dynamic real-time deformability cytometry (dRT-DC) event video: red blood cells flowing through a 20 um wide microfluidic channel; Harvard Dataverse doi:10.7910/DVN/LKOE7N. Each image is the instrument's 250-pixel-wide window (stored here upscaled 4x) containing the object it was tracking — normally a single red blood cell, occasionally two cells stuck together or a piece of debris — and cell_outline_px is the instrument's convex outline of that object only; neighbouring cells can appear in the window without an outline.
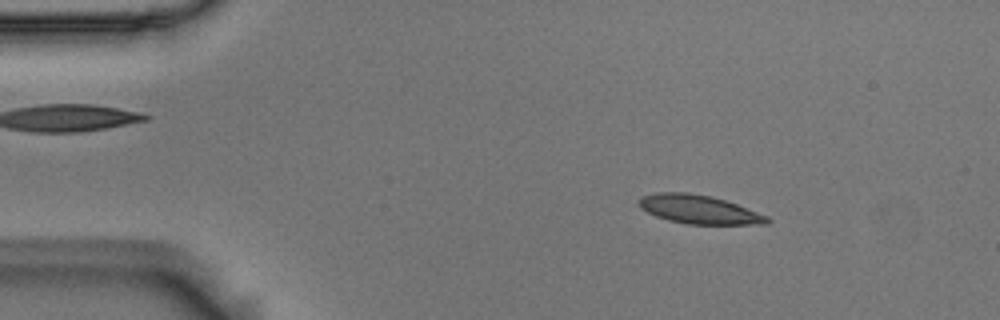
{"species": "Egyptian fruit bat (a non-hibernating species)", "species_latin": "Rousettus aegyptiacus", "temperature_condition": "room temperature", "stored_images_in_passage": 54, "camera_frame_rate_fps": 3000, "um_per_image_px": 0.085, "animal": {"sex": "male"}, "frame": {"image": 1, "passage_image": 8, "time_ms": 2.333, "image_size_px": [1000, 320], "cell_outline_px": [[772, 220], [768, 224], [688, 224], [668, 220], [656, 216], [640, 208], [636, 200], [640, 196], [656, 192], [688, 192], [712, 196], [736, 204], [768, 216]], "centroid_in_image_um": [59.37, 17.79], "position_along_channel_um": 25.6, "area_um2": 21.56}}
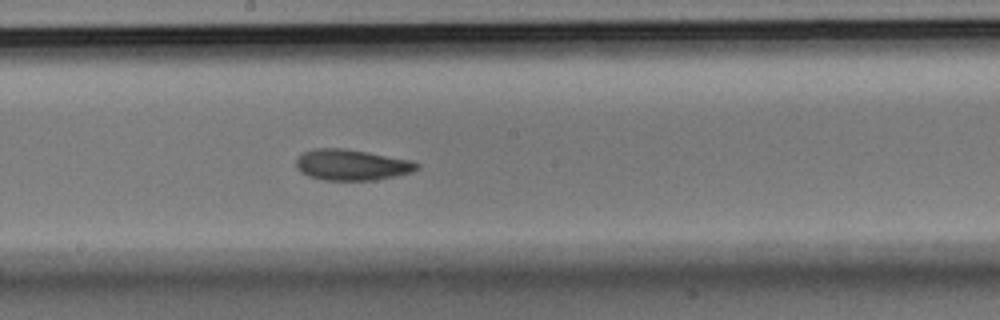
{"frame": {"image": 2, "passage_image": 29, "time_ms": 9.333, "image_size_px": [1000, 320], "cell_outline_px": [[420, 168], [412, 172], [396, 176], [376, 180], [324, 180], [308, 176], [300, 172], [296, 168], [296, 160], [304, 152], [316, 148], [344, 148], [368, 152], [412, 160], [420, 164]], "centroid_in_image_um": [29.92, 14.02], "position_along_channel_um": 218.3, "area_um2": 21.91}}
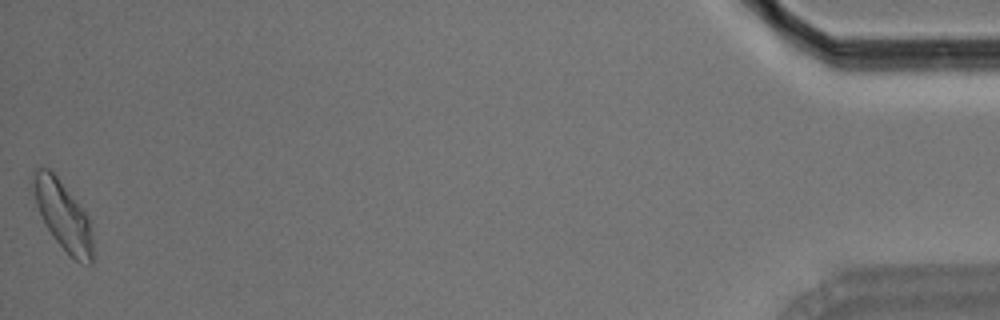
{"frame": {"image": 3, "passage_image": 54, "time_ms": 17.667, "image_size_px": [1000, 320], "cell_outline_px": [[92, 264], [80, 264], [68, 256], [56, 240], [48, 228], [36, 204], [32, 184], [36, 168], [48, 168], [56, 176], [88, 216], [92, 232]], "centroid_in_image_um": [5.38, 18.38], "position_along_channel_um": 429.8, "area_um2": 23.41}, "authors_computed_cell_mechanics": {"area_um2": 21.5883, "velocity_mm_per_s": 3.6797, "shape_relaxation_time_tau1_ms": 5.0183, "shape_relaxation_time_tau2_ms": 3.4501, "deformation_change_tau1": 0.1501, "deformation_change_tau2": 0.0769}}